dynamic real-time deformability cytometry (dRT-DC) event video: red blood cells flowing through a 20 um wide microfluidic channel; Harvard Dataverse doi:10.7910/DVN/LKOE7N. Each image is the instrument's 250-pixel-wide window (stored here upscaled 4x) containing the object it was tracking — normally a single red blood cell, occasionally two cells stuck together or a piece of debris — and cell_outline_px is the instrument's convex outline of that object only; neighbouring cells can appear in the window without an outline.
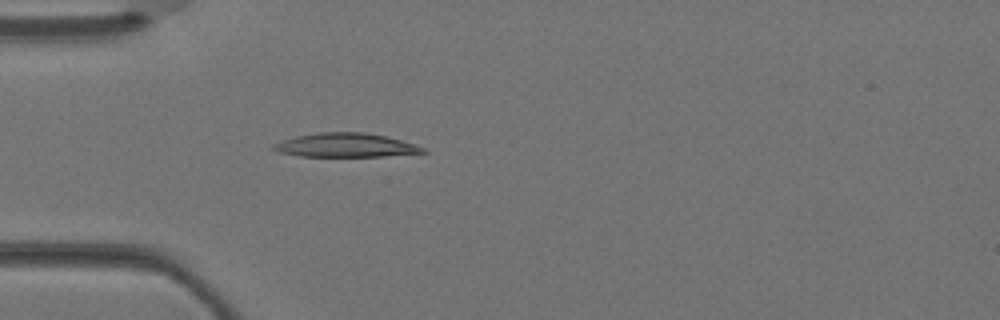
{"species": "Egyptian fruit bat (a non-hibernating species)", "species_latin": "Rousettus aegyptiacus", "temperature_condition": "warm", "stored_images_in_passage": 3, "camera_frame_rate_fps": 3000, "um_per_image_px": 0.085, "animal": {"sex": "female"}, "frame": {"image": 1, "passage_image": 3, "time_ms": 0.667, "image_size_px": [1000, 320], "cell_outline_px": [[428, 152], [384, 156], [300, 156], [280, 152], [272, 148], [272, 144], [296, 136], [320, 132], [364, 132], [384, 136], [416, 144], [424, 148]], "centroid_in_image_um": [29.39, 12.34], "position_along_channel_um": 55.6, "area_um2": 20.58}}